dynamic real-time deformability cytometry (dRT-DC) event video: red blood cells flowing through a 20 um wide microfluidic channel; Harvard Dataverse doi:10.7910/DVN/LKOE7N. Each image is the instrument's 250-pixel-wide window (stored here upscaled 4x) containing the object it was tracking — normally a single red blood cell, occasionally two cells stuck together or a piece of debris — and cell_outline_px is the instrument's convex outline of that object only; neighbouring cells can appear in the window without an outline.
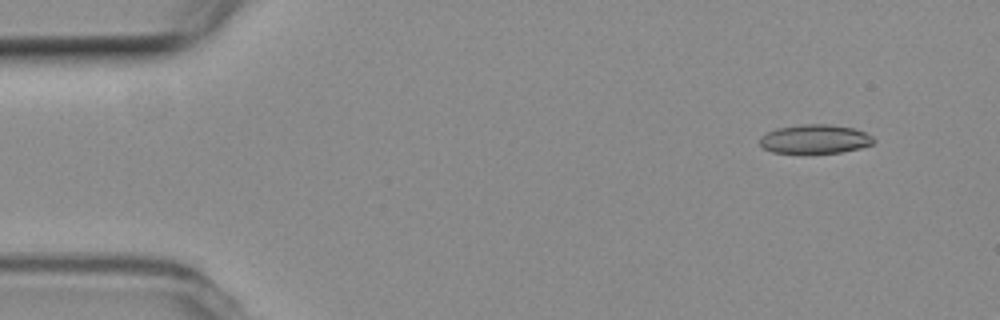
{"species": "common noctule bat (a hibernating species)", "species_latin": "Nyctalus noctula", "temperature_condition": "room temperature", "stored_images_in_passage": 53, "camera_frame_rate_fps": 3000, "um_per_image_px": 0.085, "animal": {"sex": "female", "body_mass_g": 19.3, "forearm_length_mm": 54.1}, "frame": {"image": 1, "passage_image": 4, "time_ms": 1.0, "image_size_px": [1000, 320], "cell_outline_px": [[876, 140], [872, 144], [860, 148], [840, 152], [772, 152], [764, 148], [760, 144], [760, 136], [776, 128], [800, 124], [828, 124], [852, 128], [864, 132], [872, 136]], "centroid_in_image_um": [69.27, 11.8], "position_along_channel_um": 15.7, "area_um2": 18.96}}
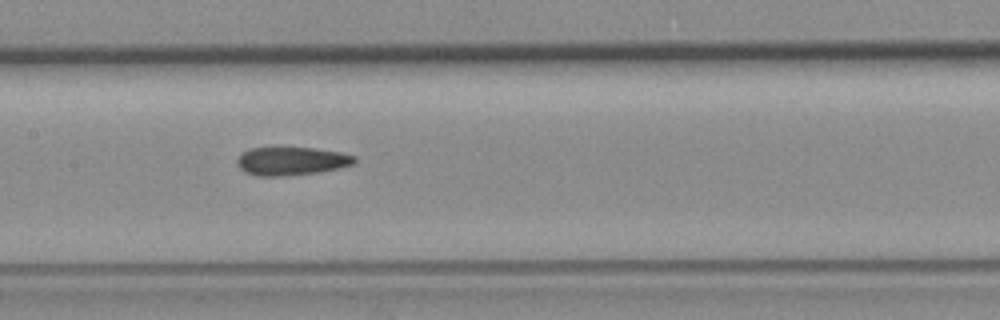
{"frame": {"image": 2, "passage_image": 25, "time_ms": 8.0, "image_size_px": [1000, 320], "cell_outline_px": [[356, 160], [352, 164], [340, 168], [320, 172], [284, 176], [256, 176], [244, 172], [240, 168], [236, 160], [244, 152], [252, 148], [312, 148], [340, 152], [356, 156]], "centroid_in_image_um": [24.79, 13.7], "position_along_channel_um": 182.6, "area_um2": 19.25}}
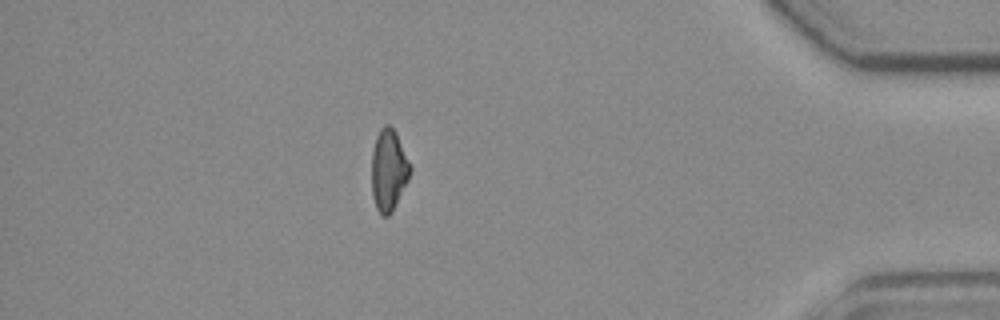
{"frame": {"image": 3, "passage_image": 46, "time_ms": 15.0, "image_size_px": [1000, 320], "cell_outline_px": [[412, 168], [408, 180], [392, 212], [388, 216], [380, 216], [376, 208], [372, 196], [372, 148], [376, 136], [380, 128], [384, 124], [388, 124], [396, 132]], "centroid_in_image_um": [33.02, 14.46], "position_along_channel_um": 402.2, "area_um2": 18.44}, "authors_computed_cell_mechanics": {"area_um2": 19.4208, "velocity_mm_per_s": 3.8199, "shape_relaxation_time_tau1_ms": null, "shape_relaxation_time_tau2_ms": 2.6165, "deformation_change_tau1": null, "deformation_change_tau2": 0.1096}}